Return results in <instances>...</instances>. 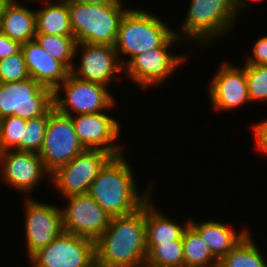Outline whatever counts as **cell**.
Returning <instances> with one entry per match:
<instances>
[{"label": "cell", "instance_id": "obj_1", "mask_svg": "<svg viewBox=\"0 0 267 267\" xmlns=\"http://www.w3.org/2000/svg\"><path fill=\"white\" fill-rule=\"evenodd\" d=\"M125 154L113 156L105 164L88 192L111 218L136 212L154 193L155 180L148 181L144 191L138 190L136 173Z\"/></svg>", "mask_w": 267, "mask_h": 267}, {"label": "cell", "instance_id": "obj_2", "mask_svg": "<svg viewBox=\"0 0 267 267\" xmlns=\"http://www.w3.org/2000/svg\"><path fill=\"white\" fill-rule=\"evenodd\" d=\"M145 203L136 212L112 217L95 241V259L103 267H145Z\"/></svg>", "mask_w": 267, "mask_h": 267}, {"label": "cell", "instance_id": "obj_3", "mask_svg": "<svg viewBox=\"0 0 267 267\" xmlns=\"http://www.w3.org/2000/svg\"><path fill=\"white\" fill-rule=\"evenodd\" d=\"M164 21L156 13L145 11L142 7L126 11L120 21L114 45L123 67L149 49L185 42L175 34V28L169 27Z\"/></svg>", "mask_w": 267, "mask_h": 267}, {"label": "cell", "instance_id": "obj_4", "mask_svg": "<svg viewBox=\"0 0 267 267\" xmlns=\"http://www.w3.org/2000/svg\"><path fill=\"white\" fill-rule=\"evenodd\" d=\"M188 7L181 30H174L175 34L185 43L195 42L203 48L231 35L239 19L235 0H190Z\"/></svg>", "mask_w": 267, "mask_h": 267}, {"label": "cell", "instance_id": "obj_5", "mask_svg": "<svg viewBox=\"0 0 267 267\" xmlns=\"http://www.w3.org/2000/svg\"><path fill=\"white\" fill-rule=\"evenodd\" d=\"M124 6L122 0L103 4L68 1L70 24L76 43L114 46L120 21L129 9Z\"/></svg>", "mask_w": 267, "mask_h": 267}, {"label": "cell", "instance_id": "obj_6", "mask_svg": "<svg viewBox=\"0 0 267 267\" xmlns=\"http://www.w3.org/2000/svg\"><path fill=\"white\" fill-rule=\"evenodd\" d=\"M109 88L106 85L78 79L70 73L53 91L54 107L70 116H74V113L76 115L103 111L110 113L109 110H114L118 101Z\"/></svg>", "mask_w": 267, "mask_h": 267}, {"label": "cell", "instance_id": "obj_7", "mask_svg": "<svg viewBox=\"0 0 267 267\" xmlns=\"http://www.w3.org/2000/svg\"><path fill=\"white\" fill-rule=\"evenodd\" d=\"M53 91L32 78L0 83V119L16 116L25 120L45 115L53 106Z\"/></svg>", "mask_w": 267, "mask_h": 267}, {"label": "cell", "instance_id": "obj_8", "mask_svg": "<svg viewBox=\"0 0 267 267\" xmlns=\"http://www.w3.org/2000/svg\"><path fill=\"white\" fill-rule=\"evenodd\" d=\"M84 150L75 133L72 117L53 106L49 110L44 143L39 153L46 170L53 173Z\"/></svg>", "mask_w": 267, "mask_h": 267}, {"label": "cell", "instance_id": "obj_9", "mask_svg": "<svg viewBox=\"0 0 267 267\" xmlns=\"http://www.w3.org/2000/svg\"><path fill=\"white\" fill-rule=\"evenodd\" d=\"M112 157L107 151L84 150L51 173L50 183L61 198L88 193L92 182Z\"/></svg>", "mask_w": 267, "mask_h": 267}, {"label": "cell", "instance_id": "obj_10", "mask_svg": "<svg viewBox=\"0 0 267 267\" xmlns=\"http://www.w3.org/2000/svg\"><path fill=\"white\" fill-rule=\"evenodd\" d=\"M34 198L24 197L22 201L25 215L23 234L28 259L64 232L61 207Z\"/></svg>", "mask_w": 267, "mask_h": 267}, {"label": "cell", "instance_id": "obj_11", "mask_svg": "<svg viewBox=\"0 0 267 267\" xmlns=\"http://www.w3.org/2000/svg\"><path fill=\"white\" fill-rule=\"evenodd\" d=\"M170 48L157 47L138 54L124 67V77L130 78L143 91L165 84L188 59L185 54L171 53Z\"/></svg>", "mask_w": 267, "mask_h": 267}, {"label": "cell", "instance_id": "obj_12", "mask_svg": "<svg viewBox=\"0 0 267 267\" xmlns=\"http://www.w3.org/2000/svg\"><path fill=\"white\" fill-rule=\"evenodd\" d=\"M95 259V241L63 232L28 260L30 267H86Z\"/></svg>", "mask_w": 267, "mask_h": 267}, {"label": "cell", "instance_id": "obj_13", "mask_svg": "<svg viewBox=\"0 0 267 267\" xmlns=\"http://www.w3.org/2000/svg\"><path fill=\"white\" fill-rule=\"evenodd\" d=\"M208 82L212 110L227 112L251 104L246 79V64L234 65L224 60ZM214 108V109H213Z\"/></svg>", "mask_w": 267, "mask_h": 267}, {"label": "cell", "instance_id": "obj_14", "mask_svg": "<svg viewBox=\"0 0 267 267\" xmlns=\"http://www.w3.org/2000/svg\"><path fill=\"white\" fill-rule=\"evenodd\" d=\"M0 178L5 185L23 193L25 198H31L37 185L50 173L44 167L39 153L17 150L0 152ZM30 195V196H29Z\"/></svg>", "mask_w": 267, "mask_h": 267}, {"label": "cell", "instance_id": "obj_15", "mask_svg": "<svg viewBox=\"0 0 267 267\" xmlns=\"http://www.w3.org/2000/svg\"><path fill=\"white\" fill-rule=\"evenodd\" d=\"M63 230L96 241L108 228L111 216L88 193L64 198Z\"/></svg>", "mask_w": 267, "mask_h": 267}, {"label": "cell", "instance_id": "obj_16", "mask_svg": "<svg viewBox=\"0 0 267 267\" xmlns=\"http://www.w3.org/2000/svg\"><path fill=\"white\" fill-rule=\"evenodd\" d=\"M78 54L80 59L77 62L80 63H74L70 71L78 79L110 87V84L116 81L120 71L124 72L114 46L77 43L75 58Z\"/></svg>", "mask_w": 267, "mask_h": 267}, {"label": "cell", "instance_id": "obj_17", "mask_svg": "<svg viewBox=\"0 0 267 267\" xmlns=\"http://www.w3.org/2000/svg\"><path fill=\"white\" fill-rule=\"evenodd\" d=\"M72 117L80 144L85 150H102L113 156L124 154L120 139L121 125L116 117L105 111L95 114H79ZM118 120V121H117Z\"/></svg>", "mask_w": 267, "mask_h": 267}, {"label": "cell", "instance_id": "obj_18", "mask_svg": "<svg viewBox=\"0 0 267 267\" xmlns=\"http://www.w3.org/2000/svg\"><path fill=\"white\" fill-rule=\"evenodd\" d=\"M21 50L30 77L43 87L54 91L70 74V70L52 58L35 39L23 43Z\"/></svg>", "mask_w": 267, "mask_h": 267}, {"label": "cell", "instance_id": "obj_19", "mask_svg": "<svg viewBox=\"0 0 267 267\" xmlns=\"http://www.w3.org/2000/svg\"><path fill=\"white\" fill-rule=\"evenodd\" d=\"M189 225L206 242L211 253L220 260L229 251L234 249L250 232V228L234 230V228L225 222L209 219L201 221L190 217ZM231 226V227H230ZM237 231V232H236Z\"/></svg>", "mask_w": 267, "mask_h": 267}, {"label": "cell", "instance_id": "obj_20", "mask_svg": "<svg viewBox=\"0 0 267 267\" xmlns=\"http://www.w3.org/2000/svg\"><path fill=\"white\" fill-rule=\"evenodd\" d=\"M152 196L145 202V229L147 254L161 243H171L174 240H182L184 230L188 227L190 218L185 223L170 218L153 205Z\"/></svg>", "mask_w": 267, "mask_h": 267}, {"label": "cell", "instance_id": "obj_21", "mask_svg": "<svg viewBox=\"0 0 267 267\" xmlns=\"http://www.w3.org/2000/svg\"><path fill=\"white\" fill-rule=\"evenodd\" d=\"M19 0H9L1 14L0 32L21 44L33 40L36 35L35 10Z\"/></svg>", "mask_w": 267, "mask_h": 267}, {"label": "cell", "instance_id": "obj_22", "mask_svg": "<svg viewBox=\"0 0 267 267\" xmlns=\"http://www.w3.org/2000/svg\"><path fill=\"white\" fill-rule=\"evenodd\" d=\"M40 6L35 9L36 34L75 38L70 24L67 0L42 2Z\"/></svg>", "mask_w": 267, "mask_h": 267}, {"label": "cell", "instance_id": "obj_23", "mask_svg": "<svg viewBox=\"0 0 267 267\" xmlns=\"http://www.w3.org/2000/svg\"><path fill=\"white\" fill-rule=\"evenodd\" d=\"M249 233L234 249L218 261V267H267L266 256Z\"/></svg>", "mask_w": 267, "mask_h": 267}, {"label": "cell", "instance_id": "obj_24", "mask_svg": "<svg viewBox=\"0 0 267 267\" xmlns=\"http://www.w3.org/2000/svg\"><path fill=\"white\" fill-rule=\"evenodd\" d=\"M184 267H218V259L206 242L190 226L182 235Z\"/></svg>", "mask_w": 267, "mask_h": 267}, {"label": "cell", "instance_id": "obj_25", "mask_svg": "<svg viewBox=\"0 0 267 267\" xmlns=\"http://www.w3.org/2000/svg\"><path fill=\"white\" fill-rule=\"evenodd\" d=\"M34 39L54 59L61 61L70 71L75 63L76 38L36 34Z\"/></svg>", "mask_w": 267, "mask_h": 267}, {"label": "cell", "instance_id": "obj_26", "mask_svg": "<svg viewBox=\"0 0 267 267\" xmlns=\"http://www.w3.org/2000/svg\"><path fill=\"white\" fill-rule=\"evenodd\" d=\"M145 267H184L182 240L156 245L147 254Z\"/></svg>", "mask_w": 267, "mask_h": 267}, {"label": "cell", "instance_id": "obj_27", "mask_svg": "<svg viewBox=\"0 0 267 267\" xmlns=\"http://www.w3.org/2000/svg\"><path fill=\"white\" fill-rule=\"evenodd\" d=\"M48 118L49 111L45 115L27 120L23 140L13 150L40 153Z\"/></svg>", "mask_w": 267, "mask_h": 267}, {"label": "cell", "instance_id": "obj_28", "mask_svg": "<svg viewBox=\"0 0 267 267\" xmlns=\"http://www.w3.org/2000/svg\"><path fill=\"white\" fill-rule=\"evenodd\" d=\"M26 121L13 115L0 119V152L13 150L23 140Z\"/></svg>", "mask_w": 267, "mask_h": 267}, {"label": "cell", "instance_id": "obj_29", "mask_svg": "<svg viewBox=\"0 0 267 267\" xmlns=\"http://www.w3.org/2000/svg\"><path fill=\"white\" fill-rule=\"evenodd\" d=\"M250 102H267V65L246 64Z\"/></svg>", "mask_w": 267, "mask_h": 267}, {"label": "cell", "instance_id": "obj_30", "mask_svg": "<svg viewBox=\"0 0 267 267\" xmlns=\"http://www.w3.org/2000/svg\"><path fill=\"white\" fill-rule=\"evenodd\" d=\"M30 77L22 50L0 60V83L26 80Z\"/></svg>", "mask_w": 267, "mask_h": 267}, {"label": "cell", "instance_id": "obj_31", "mask_svg": "<svg viewBox=\"0 0 267 267\" xmlns=\"http://www.w3.org/2000/svg\"><path fill=\"white\" fill-rule=\"evenodd\" d=\"M250 54L244 59V64L267 65V35L254 41Z\"/></svg>", "mask_w": 267, "mask_h": 267}, {"label": "cell", "instance_id": "obj_32", "mask_svg": "<svg viewBox=\"0 0 267 267\" xmlns=\"http://www.w3.org/2000/svg\"><path fill=\"white\" fill-rule=\"evenodd\" d=\"M253 138L256 149L260 153L267 156V118L254 123L252 126Z\"/></svg>", "mask_w": 267, "mask_h": 267}, {"label": "cell", "instance_id": "obj_33", "mask_svg": "<svg viewBox=\"0 0 267 267\" xmlns=\"http://www.w3.org/2000/svg\"><path fill=\"white\" fill-rule=\"evenodd\" d=\"M21 43L14 41L0 32V60L21 50Z\"/></svg>", "mask_w": 267, "mask_h": 267}, {"label": "cell", "instance_id": "obj_34", "mask_svg": "<svg viewBox=\"0 0 267 267\" xmlns=\"http://www.w3.org/2000/svg\"><path fill=\"white\" fill-rule=\"evenodd\" d=\"M250 1L259 2V1H262V0H250ZM247 4L249 5L248 0H235L236 11H237L238 16H240V13L244 12V9L246 7L247 8L249 7Z\"/></svg>", "mask_w": 267, "mask_h": 267}, {"label": "cell", "instance_id": "obj_35", "mask_svg": "<svg viewBox=\"0 0 267 267\" xmlns=\"http://www.w3.org/2000/svg\"><path fill=\"white\" fill-rule=\"evenodd\" d=\"M67 1H76L85 4H103V3L113 2L114 0H67Z\"/></svg>", "mask_w": 267, "mask_h": 267}, {"label": "cell", "instance_id": "obj_36", "mask_svg": "<svg viewBox=\"0 0 267 267\" xmlns=\"http://www.w3.org/2000/svg\"><path fill=\"white\" fill-rule=\"evenodd\" d=\"M102 265L94 259L90 264H88L86 267H101Z\"/></svg>", "mask_w": 267, "mask_h": 267}, {"label": "cell", "instance_id": "obj_37", "mask_svg": "<svg viewBox=\"0 0 267 267\" xmlns=\"http://www.w3.org/2000/svg\"><path fill=\"white\" fill-rule=\"evenodd\" d=\"M23 1H24V2H27V1H28L27 3H30V2H31V3H32V2H33V3H39V2L42 3V2H49V1H56V0H23ZM38 1H39V2H38Z\"/></svg>", "mask_w": 267, "mask_h": 267}, {"label": "cell", "instance_id": "obj_38", "mask_svg": "<svg viewBox=\"0 0 267 267\" xmlns=\"http://www.w3.org/2000/svg\"><path fill=\"white\" fill-rule=\"evenodd\" d=\"M9 0H0V18H1V14L3 12V8L5 6V4L8 2Z\"/></svg>", "mask_w": 267, "mask_h": 267}]
</instances>
